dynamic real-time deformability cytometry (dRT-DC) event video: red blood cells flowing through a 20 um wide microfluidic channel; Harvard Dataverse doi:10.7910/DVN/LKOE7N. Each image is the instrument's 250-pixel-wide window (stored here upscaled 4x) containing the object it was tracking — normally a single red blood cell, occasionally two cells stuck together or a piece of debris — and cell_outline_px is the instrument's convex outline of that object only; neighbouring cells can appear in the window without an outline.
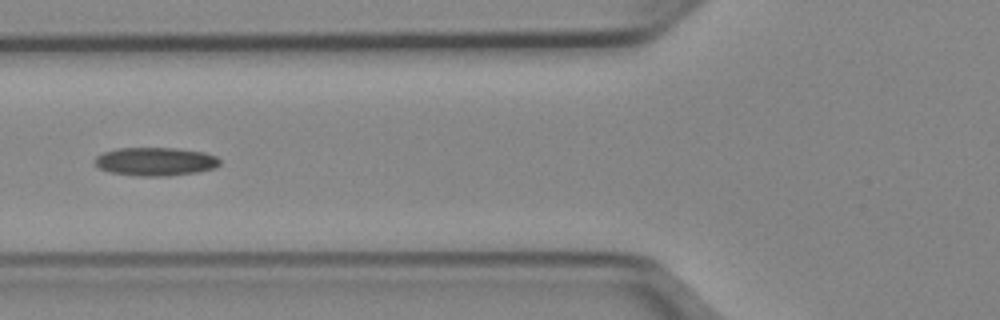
{"species": "Egyptian fruit bat (a non-hibernating species)", "species_latin": "Rousettus aegyptiacus", "temperature_condition": "cold", "stored_images_in_passage": 12, "camera_frame_rate_fps": 3000, "um_per_image_px": 0.085, "animal": {"sex": "female"}, "frame": {"image": 1, "passage_image": 6, "time_ms": 1.667, "image_size_px": [1000, 320], "cell_outline_px": [[220, 164], [216, 168], [196, 172], [168, 176], [136, 176], [112, 172], [100, 168], [92, 160], [96, 156], [104, 152], [116, 148], [176, 148], [204, 152], [216, 156], [220, 160]], "centroid_in_image_um": [13.22, 13.73], "position_along_channel_um": 112.6, "area_um2": 20.75}}
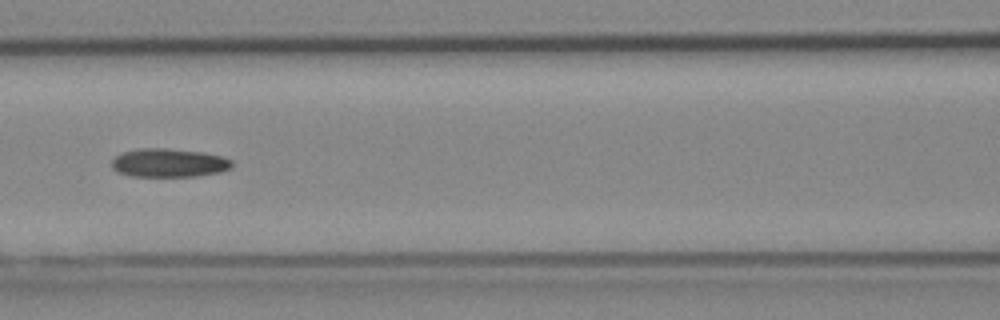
{"frame": {"image": 2, "passage_image": 9, "time_ms": 2.667, "image_size_px": [1000, 320], "cell_outline_px": [[232, 168], [220, 172], [196, 176], [132, 176], [116, 172], [112, 168], [112, 160], [116, 156], [124, 152], [140, 148], [164, 148], [204, 152], [224, 156], [232, 160]], "centroid_in_image_um": [14.38, 13.84], "position_along_channel_um": 152.2, "area_um2": 20.11}}